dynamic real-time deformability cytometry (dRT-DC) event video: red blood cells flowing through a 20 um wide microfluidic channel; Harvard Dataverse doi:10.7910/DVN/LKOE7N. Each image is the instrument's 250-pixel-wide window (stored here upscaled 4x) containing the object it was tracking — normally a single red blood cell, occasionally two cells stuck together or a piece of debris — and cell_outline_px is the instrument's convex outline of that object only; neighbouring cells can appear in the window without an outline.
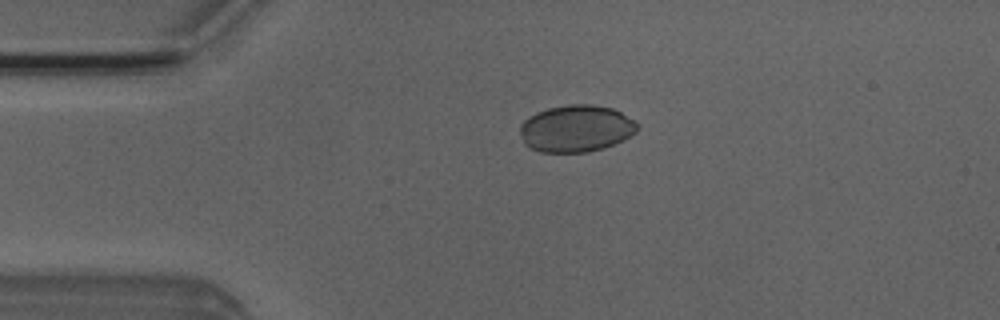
{"species": "Egyptian fruit bat (a non-hibernating species)", "species_latin": "Rousettus aegyptiacus", "temperature_condition": "room temperature", "stored_images_in_passage": 4, "camera_frame_rate_fps": 3000, "um_per_image_px": 0.085, "animal": {"sex": "male"}, "frame": {"image": 1, "passage_image": 3, "time_ms": 0.667, "image_size_px": [1000, 320], "cell_outline_px": [[640, 128], [636, 132], [604, 148], [588, 152], [540, 152], [528, 148], [524, 144], [520, 132], [520, 124], [528, 116], [536, 112], [548, 108], [568, 104], [592, 104], [612, 108], [620, 112], [640, 124]], "centroid_in_image_um": [48.94, 10.92], "position_along_channel_um": 36.1, "area_um2": 32.25}}